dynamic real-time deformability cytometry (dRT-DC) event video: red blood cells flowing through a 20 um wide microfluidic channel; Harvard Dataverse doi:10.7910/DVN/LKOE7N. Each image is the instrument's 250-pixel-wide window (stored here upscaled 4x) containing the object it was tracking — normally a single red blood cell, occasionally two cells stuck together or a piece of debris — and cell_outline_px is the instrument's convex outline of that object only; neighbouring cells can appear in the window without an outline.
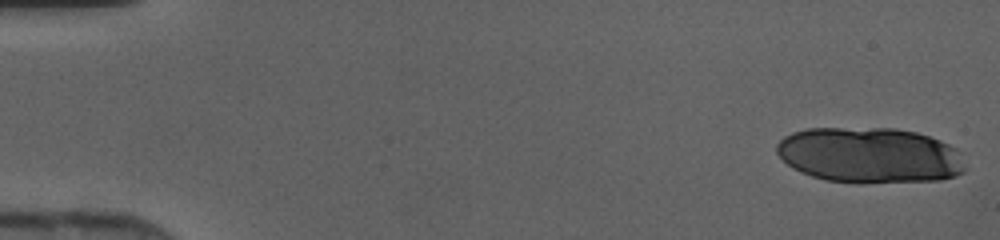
{"species": "human", "species_latin": "Homo sapiens", "temperature_condition": "cold", "stored_images_in_passage": 15, "camera_frame_rate_fps": 3000, "um_per_image_px": 0.085, "donor": {"sex": "female"}, "frame": {"image": 1, "passage_image": 1, "time_ms": 0.0, "image_size_px": [1000, 240], "cell_outline_px": [[964, 172], [956, 176], [940, 180], [860, 184], [828, 180], [812, 176], [800, 172], [792, 168], [776, 152], [776, 144], [784, 136], [792, 132], [808, 128], [896, 128], [916, 132], [940, 140], [956, 148], [964, 168]], "centroid_in_image_um": [73.9, 13.2], "position_along_channel_um": 11.1, "area_um2": 61.5}}